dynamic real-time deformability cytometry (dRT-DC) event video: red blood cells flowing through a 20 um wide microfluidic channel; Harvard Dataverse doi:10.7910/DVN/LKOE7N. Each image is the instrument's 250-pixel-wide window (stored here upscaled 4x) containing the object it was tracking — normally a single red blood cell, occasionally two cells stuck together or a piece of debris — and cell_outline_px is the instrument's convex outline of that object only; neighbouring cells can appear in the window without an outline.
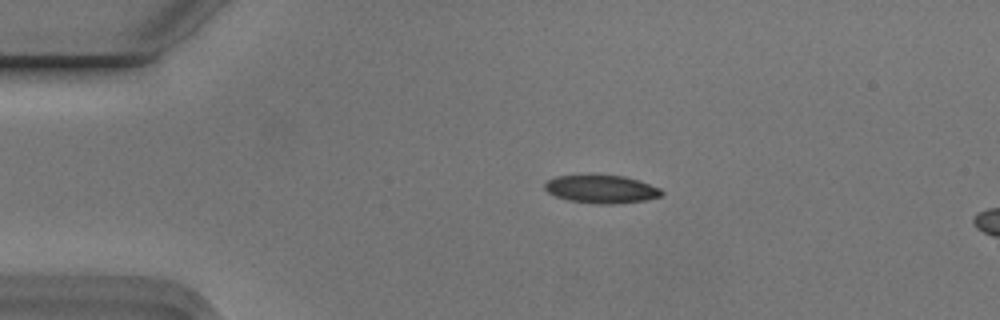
{"species": "Egyptian fruit bat (a non-hibernating species)", "species_latin": "Rousettus aegyptiacus", "temperature_condition": "cold", "stored_images_in_passage": 5, "camera_frame_rate_fps": 3000, "um_per_image_px": 0.085, "animal": {"sex": "male"}, "frame": {"image": 1, "passage_image": 3, "time_ms": 0.667, "image_size_px": [1000, 320], "cell_outline_px": [[664, 192], [660, 196], [644, 200], [612, 204], [596, 204], [568, 200], [556, 196], [548, 192], [544, 188], [544, 184], [548, 180], [556, 176], [624, 176], [640, 180], [660, 188]], "centroid_in_image_um": [51.13, 16.08], "position_along_channel_um": 33.9, "area_um2": 18.84}}